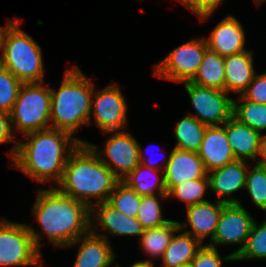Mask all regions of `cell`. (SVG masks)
<instances>
[{"label": "cell", "instance_id": "cell-23", "mask_svg": "<svg viewBox=\"0 0 266 267\" xmlns=\"http://www.w3.org/2000/svg\"><path fill=\"white\" fill-rule=\"evenodd\" d=\"M158 171L159 170L157 169L149 168L139 163L137 167L122 180V182L140 196L155 195V190H157L160 198L165 200L168 196L164 181V174L160 176ZM150 175L155 176L156 179L153 177V180L149 182L148 180L151 179Z\"/></svg>", "mask_w": 266, "mask_h": 267}, {"label": "cell", "instance_id": "cell-22", "mask_svg": "<svg viewBox=\"0 0 266 267\" xmlns=\"http://www.w3.org/2000/svg\"><path fill=\"white\" fill-rule=\"evenodd\" d=\"M203 244L191 234L183 232L177 236L174 233L166 248L160 267H181L190 264Z\"/></svg>", "mask_w": 266, "mask_h": 267}, {"label": "cell", "instance_id": "cell-14", "mask_svg": "<svg viewBox=\"0 0 266 267\" xmlns=\"http://www.w3.org/2000/svg\"><path fill=\"white\" fill-rule=\"evenodd\" d=\"M165 162L164 181L167 193L178 184L187 180L205 178L208 175L198 152L184 151L176 148Z\"/></svg>", "mask_w": 266, "mask_h": 267}, {"label": "cell", "instance_id": "cell-10", "mask_svg": "<svg viewBox=\"0 0 266 267\" xmlns=\"http://www.w3.org/2000/svg\"><path fill=\"white\" fill-rule=\"evenodd\" d=\"M107 133L115 134L110 135L105 143L102 150L105 157L98 153L97 145L86 141L84 143H87L97 153L99 159L122 181L140 163L139 142L126 130L104 132Z\"/></svg>", "mask_w": 266, "mask_h": 267}, {"label": "cell", "instance_id": "cell-12", "mask_svg": "<svg viewBox=\"0 0 266 267\" xmlns=\"http://www.w3.org/2000/svg\"><path fill=\"white\" fill-rule=\"evenodd\" d=\"M254 221L242 204L226 203L222 208L215 234L207 245L216 248V245L240 244L241 247L231 253L236 257L244 248Z\"/></svg>", "mask_w": 266, "mask_h": 267}, {"label": "cell", "instance_id": "cell-32", "mask_svg": "<svg viewBox=\"0 0 266 267\" xmlns=\"http://www.w3.org/2000/svg\"><path fill=\"white\" fill-rule=\"evenodd\" d=\"M249 170L246 174L245 188L255 205L266 212V166L255 163Z\"/></svg>", "mask_w": 266, "mask_h": 267}, {"label": "cell", "instance_id": "cell-41", "mask_svg": "<svg viewBox=\"0 0 266 267\" xmlns=\"http://www.w3.org/2000/svg\"><path fill=\"white\" fill-rule=\"evenodd\" d=\"M5 28L6 26L5 27L0 26V50H1V44H2V36H3Z\"/></svg>", "mask_w": 266, "mask_h": 267}, {"label": "cell", "instance_id": "cell-34", "mask_svg": "<svg viewBox=\"0 0 266 267\" xmlns=\"http://www.w3.org/2000/svg\"><path fill=\"white\" fill-rule=\"evenodd\" d=\"M223 260L234 262L235 257L231 253L224 258L220 257L217 247L206 244L198 250L191 264L193 267H222Z\"/></svg>", "mask_w": 266, "mask_h": 267}, {"label": "cell", "instance_id": "cell-13", "mask_svg": "<svg viewBox=\"0 0 266 267\" xmlns=\"http://www.w3.org/2000/svg\"><path fill=\"white\" fill-rule=\"evenodd\" d=\"M226 203L241 204V201L234 197H225L216 200L215 204L205 201L186 207L187 220L185 223L179 222L180 230L187 229L188 224L192 230L184 232L191 234L201 243H203L207 236H209L211 241L215 234L222 208Z\"/></svg>", "mask_w": 266, "mask_h": 267}, {"label": "cell", "instance_id": "cell-38", "mask_svg": "<svg viewBox=\"0 0 266 267\" xmlns=\"http://www.w3.org/2000/svg\"><path fill=\"white\" fill-rule=\"evenodd\" d=\"M256 163L262 166H266V133L262 135L260 142V152Z\"/></svg>", "mask_w": 266, "mask_h": 267}, {"label": "cell", "instance_id": "cell-6", "mask_svg": "<svg viewBox=\"0 0 266 267\" xmlns=\"http://www.w3.org/2000/svg\"><path fill=\"white\" fill-rule=\"evenodd\" d=\"M51 92L43 82L22 83L10 112L12 130L23 135L51 128Z\"/></svg>", "mask_w": 266, "mask_h": 267}, {"label": "cell", "instance_id": "cell-18", "mask_svg": "<svg viewBox=\"0 0 266 267\" xmlns=\"http://www.w3.org/2000/svg\"><path fill=\"white\" fill-rule=\"evenodd\" d=\"M207 47L222 57L235 55L246 51L245 32L241 23L231 15L222 19L205 38Z\"/></svg>", "mask_w": 266, "mask_h": 267}, {"label": "cell", "instance_id": "cell-31", "mask_svg": "<svg viewBox=\"0 0 266 267\" xmlns=\"http://www.w3.org/2000/svg\"><path fill=\"white\" fill-rule=\"evenodd\" d=\"M157 195L141 196L137 219L144 229H152L164 226L171 220L162 217L161 205Z\"/></svg>", "mask_w": 266, "mask_h": 267}, {"label": "cell", "instance_id": "cell-25", "mask_svg": "<svg viewBox=\"0 0 266 267\" xmlns=\"http://www.w3.org/2000/svg\"><path fill=\"white\" fill-rule=\"evenodd\" d=\"M179 221L171 220L164 226L145 229L140 237V244L147 255L153 258H161L170 244L174 233H179Z\"/></svg>", "mask_w": 266, "mask_h": 267}, {"label": "cell", "instance_id": "cell-8", "mask_svg": "<svg viewBox=\"0 0 266 267\" xmlns=\"http://www.w3.org/2000/svg\"><path fill=\"white\" fill-rule=\"evenodd\" d=\"M196 110L192 115L206 126L224 125L233 116V99L229 93L204 87L190 81L183 82Z\"/></svg>", "mask_w": 266, "mask_h": 267}, {"label": "cell", "instance_id": "cell-33", "mask_svg": "<svg viewBox=\"0 0 266 267\" xmlns=\"http://www.w3.org/2000/svg\"><path fill=\"white\" fill-rule=\"evenodd\" d=\"M22 82L0 65V110L10 113L17 100Z\"/></svg>", "mask_w": 266, "mask_h": 267}, {"label": "cell", "instance_id": "cell-35", "mask_svg": "<svg viewBox=\"0 0 266 267\" xmlns=\"http://www.w3.org/2000/svg\"><path fill=\"white\" fill-rule=\"evenodd\" d=\"M241 95L246 100L266 104V72L255 74L253 81Z\"/></svg>", "mask_w": 266, "mask_h": 267}, {"label": "cell", "instance_id": "cell-7", "mask_svg": "<svg viewBox=\"0 0 266 267\" xmlns=\"http://www.w3.org/2000/svg\"><path fill=\"white\" fill-rule=\"evenodd\" d=\"M41 235L30 225L0 220V266H42Z\"/></svg>", "mask_w": 266, "mask_h": 267}, {"label": "cell", "instance_id": "cell-27", "mask_svg": "<svg viewBox=\"0 0 266 267\" xmlns=\"http://www.w3.org/2000/svg\"><path fill=\"white\" fill-rule=\"evenodd\" d=\"M238 99L242 103L233 100V117L263 135L262 131L266 130V104L246 100L240 94Z\"/></svg>", "mask_w": 266, "mask_h": 267}, {"label": "cell", "instance_id": "cell-11", "mask_svg": "<svg viewBox=\"0 0 266 267\" xmlns=\"http://www.w3.org/2000/svg\"><path fill=\"white\" fill-rule=\"evenodd\" d=\"M91 115L98 128L104 133L122 131L127 127V104L120 87L111 84L100 91H93Z\"/></svg>", "mask_w": 266, "mask_h": 267}, {"label": "cell", "instance_id": "cell-29", "mask_svg": "<svg viewBox=\"0 0 266 267\" xmlns=\"http://www.w3.org/2000/svg\"><path fill=\"white\" fill-rule=\"evenodd\" d=\"M107 202L125 216L137 217L141 196L125 183L119 181Z\"/></svg>", "mask_w": 266, "mask_h": 267}, {"label": "cell", "instance_id": "cell-16", "mask_svg": "<svg viewBox=\"0 0 266 267\" xmlns=\"http://www.w3.org/2000/svg\"><path fill=\"white\" fill-rule=\"evenodd\" d=\"M106 234L89 231L69 246L79 244L73 267H109L116 258Z\"/></svg>", "mask_w": 266, "mask_h": 267}, {"label": "cell", "instance_id": "cell-24", "mask_svg": "<svg viewBox=\"0 0 266 267\" xmlns=\"http://www.w3.org/2000/svg\"><path fill=\"white\" fill-rule=\"evenodd\" d=\"M190 82L225 91L224 57L207 49L195 76Z\"/></svg>", "mask_w": 266, "mask_h": 267}, {"label": "cell", "instance_id": "cell-44", "mask_svg": "<svg viewBox=\"0 0 266 267\" xmlns=\"http://www.w3.org/2000/svg\"><path fill=\"white\" fill-rule=\"evenodd\" d=\"M177 1H180L182 4L186 2V0H177Z\"/></svg>", "mask_w": 266, "mask_h": 267}, {"label": "cell", "instance_id": "cell-4", "mask_svg": "<svg viewBox=\"0 0 266 267\" xmlns=\"http://www.w3.org/2000/svg\"><path fill=\"white\" fill-rule=\"evenodd\" d=\"M94 88L90 78L77 66L67 69L59 90L50 88L51 128L73 135L80 126L90 123Z\"/></svg>", "mask_w": 266, "mask_h": 267}, {"label": "cell", "instance_id": "cell-9", "mask_svg": "<svg viewBox=\"0 0 266 267\" xmlns=\"http://www.w3.org/2000/svg\"><path fill=\"white\" fill-rule=\"evenodd\" d=\"M207 49L205 38H193L175 48L155 65L154 75L173 82L190 81L195 76Z\"/></svg>", "mask_w": 266, "mask_h": 267}, {"label": "cell", "instance_id": "cell-17", "mask_svg": "<svg viewBox=\"0 0 266 267\" xmlns=\"http://www.w3.org/2000/svg\"><path fill=\"white\" fill-rule=\"evenodd\" d=\"M198 155L207 172L237 160L223 125L207 126Z\"/></svg>", "mask_w": 266, "mask_h": 267}, {"label": "cell", "instance_id": "cell-1", "mask_svg": "<svg viewBox=\"0 0 266 267\" xmlns=\"http://www.w3.org/2000/svg\"><path fill=\"white\" fill-rule=\"evenodd\" d=\"M72 136L53 128L27 133L26 142H17L11 165L33 180L45 184L51 180L58 184L70 154L85 142Z\"/></svg>", "mask_w": 266, "mask_h": 267}, {"label": "cell", "instance_id": "cell-28", "mask_svg": "<svg viewBox=\"0 0 266 267\" xmlns=\"http://www.w3.org/2000/svg\"><path fill=\"white\" fill-rule=\"evenodd\" d=\"M209 186L208 175L205 178L187 180L175 185L168 193V198L175 196L179 201L185 202L186 207L208 201L203 199Z\"/></svg>", "mask_w": 266, "mask_h": 267}, {"label": "cell", "instance_id": "cell-15", "mask_svg": "<svg viewBox=\"0 0 266 267\" xmlns=\"http://www.w3.org/2000/svg\"><path fill=\"white\" fill-rule=\"evenodd\" d=\"M94 213L95 215H93ZM93 218L95 219L94 223ZM92 226L94 227L92 228ZM99 226L102 231L109 232L110 235L141 237L145 230L137 217L125 216L108 202L94 204L90 207V231L96 232Z\"/></svg>", "mask_w": 266, "mask_h": 267}, {"label": "cell", "instance_id": "cell-20", "mask_svg": "<svg viewBox=\"0 0 266 267\" xmlns=\"http://www.w3.org/2000/svg\"><path fill=\"white\" fill-rule=\"evenodd\" d=\"M225 91L240 93L247 89L253 81L255 70L253 65V51L224 57Z\"/></svg>", "mask_w": 266, "mask_h": 267}, {"label": "cell", "instance_id": "cell-19", "mask_svg": "<svg viewBox=\"0 0 266 267\" xmlns=\"http://www.w3.org/2000/svg\"><path fill=\"white\" fill-rule=\"evenodd\" d=\"M237 160L258 159L262 135L233 116L223 125Z\"/></svg>", "mask_w": 266, "mask_h": 267}, {"label": "cell", "instance_id": "cell-39", "mask_svg": "<svg viewBox=\"0 0 266 267\" xmlns=\"http://www.w3.org/2000/svg\"><path fill=\"white\" fill-rule=\"evenodd\" d=\"M143 149L139 143V161L142 165L146 166V167H149V168H153V169H157V170H163L165 169V165H162V166H158L156 165V163L154 164V162H151L150 160L148 161L144 155H143ZM157 166V167H156Z\"/></svg>", "mask_w": 266, "mask_h": 267}, {"label": "cell", "instance_id": "cell-26", "mask_svg": "<svg viewBox=\"0 0 266 267\" xmlns=\"http://www.w3.org/2000/svg\"><path fill=\"white\" fill-rule=\"evenodd\" d=\"M207 126L192 115L181 119L175 127L174 137L179 150L198 152L203 141Z\"/></svg>", "mask_w": 266, "mask_h": 267}, {"label": "cell", "instance_id": "cell-37", "mask_svg": "<svg viewBox=\"0 0 266 267\" xmlns=\"http://www.w3.org/2000/svg\"><path fill=\"white\" fill-rule=\"evenodd\" d=\"M12 131L10 113L0 110V144L14 141V146L8 153L11 158L16 152L18 142L14 140Z\"/></svg>", "mask_w": 266, "mask_h": 267}, {"label": "cell", "instance_id": "cell-43", "mask_svg": "<svg viewBox=\"0 0 266 267\" xmlns=\"http://www.w3.org/2000/svg\"><path fill=\"white\" fill-rule=\"evenodd\" d=\"M181 267H193V265L190 263V264L182 265Z\"/></svg>", "mask_w": 266, "mask_h": 267}, {"label": "cell", "instance_id": "cell-2", "mask_svg": "<svg viewBox=\"0 0 266 267\" xmlns=\"http://www.w3.org/2000/svg\"><path fill=\"white\" fill-rule=\"evenodd\" d=\"M31 211L54 247H67L90 231V208L53 186L38 190Z\"/></svg>", "mask_w": 266, "mask_h": 267}, {"label": "cell", "instance_id": "cell-3", "mask_svg": "<svg viewBox=\"0 0 266 267\" xmlns=\"http://www.w3.org/2000/svg\"><path fill=\"white\" fill-rule=\"evenodd\" d=\"M119 181L87 143H80L70 154L57 189L90 208L107 202Z\"/></svg>", "mask_w": 266, "mask_h": 267}, {"label": "cell", "instance_id": "cell-21", "mask_svg": "<svg viewBox=\"0 0 266 267\" xmlns=\"http://www.w3.org/2000/svg\"><path fill=\"white\" fill-rule=\"evenodd\" d=\"M248 167L246 160H235L208 172L209 188L220 197L232 196V193L245 188Z\"/></svg>", "mask_w": 266, "mask_h": 267}, {"label": "cell", "instance_id": "cell-36", "mask_svg": "<svg viewBox=\"0 0 266 267\" xmlns=\"http://www.w3.org/2000/svg\"><path fill=\"white\" fill-rule=\"evenodd\" d=\"M222 0H186L184 5L204 21L211 17Z\"/></svg>", "mask_w": 266, "mask_h": 267}, {"label": "cell", "instance_id": "cell-5", "mask_svg": "<svg viewBox=\"0 0 266 267\" xmlns=\"http://www.w3.org/2000/svg\"><path fill=\"white\" fill-rule=\"evenodd\" d=\"M2 36L0 65L7 68L22 83L44 82L42 49L20 27L19 18L6 21Z\"/></svg>", "mask_w": 266, "mask_h": 267}, {"label": "cell", "instance_id": "cell-40", "mask_svg": "<svg viewBox=\"0 0 266 267\" xmlns=\"http://www.w3.org/2000/svg\"><path fill=\"white\" fill-rule=\"evenodd\" d=\"M131 267H153V261L151 260H144V261H138L135 262Z\"/></svg>", "mask_w": 266, "mask_h": 267}, {"label": "cell", "instance_id": "cell-42", "mask_svg": "<svg viewBox=\"0 0 266 267\" xmlns=\"http://www.w3.org/2000/svg\"><path fill=\"white\" fill-rule=\"evenodd\" d=\"M255 1V3L257 4V5H261V2H263V1H265V0H254Z\"/></svg>", "mask_w": 266, "mask_h": 267}, {"label": "cell", "instance_id": "cell-30", "mask_svg": "<svg viewBox=\"0 0 266 267\" xmlns=\"http://www.w3.org/2000/svg\"><path fill=\"white\" fill-rule=\"evenodd\" d=\"M266 259V219L258 225L254 221L246 244L242 251L235 257V261L246 259Z\"/></svg>", "mask_w": 266, "mask_h": 267}]
</instances>
